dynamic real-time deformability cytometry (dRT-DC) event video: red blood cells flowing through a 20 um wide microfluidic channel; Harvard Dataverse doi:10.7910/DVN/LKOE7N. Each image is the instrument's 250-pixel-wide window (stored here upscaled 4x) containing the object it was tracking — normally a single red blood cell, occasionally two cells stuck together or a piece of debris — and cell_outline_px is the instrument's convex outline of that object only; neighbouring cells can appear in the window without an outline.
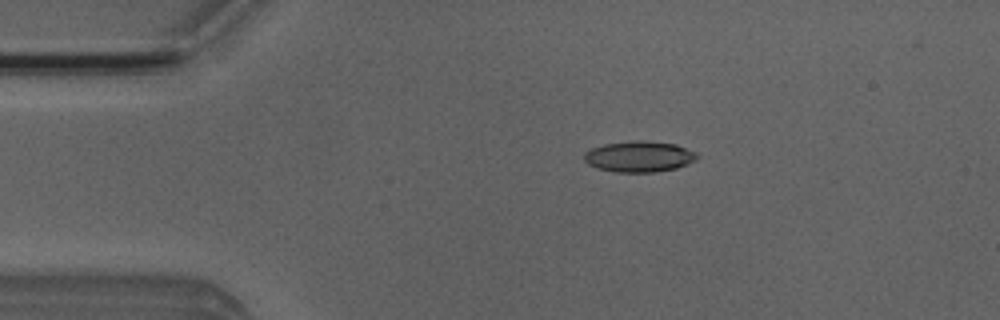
{"species": "Egyptian fruit bat (a non-hibernating species)", "species_latin": "Rousettus aegyptiacus", "temperature_condition": "room temperature", "stored_images_in_passage": 52, "camera_frame_rate_fps": 3000, "um_per_image_px": 0.085, "animal": {"sex": "male"}, "frame": {"image": 1, "passage_image": 10, "time_ms": 3.0, "image_size_px": [1000, 320], "cell_outline_px": [[700, 156], [696, 160], [676, 168], [656, 172], [616, 172], [596, 168], [588, 164], [584, 160], [584, 152], [592, 148], [604, 144], [636, 140], [644, 140], [676, 144], [696, 152]], "centroid_in_image_um": [54.33, 13.3], "position_along_channel_um": 30.7, "area_um2": 20.46}}
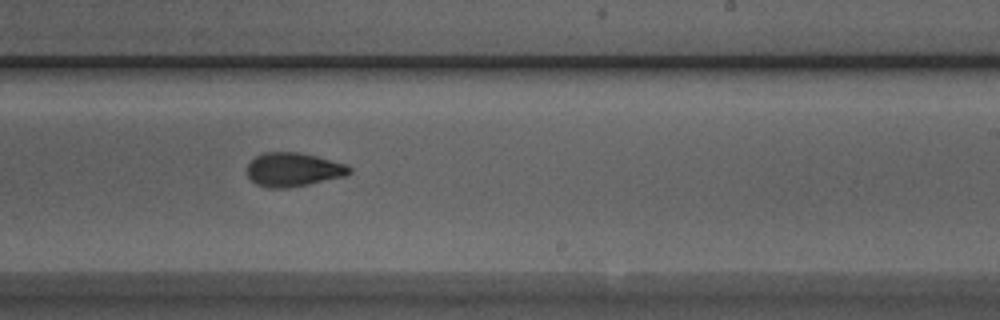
{"frame": {"image": 2, "passage_image": 31, "time_ms": 10.0, "image_size_px": [1000, 320], "cell_outline_px": [[352, 172], [344, 176], [308, 184], [288, 188], [268, 188], [256, 184], [248, 176], [248, 164], [256, 156], [264, 152], [300, 152], [348, 164], [352, 168]], "centroid_in_image_um": [24.95, 14.41], "position_along_channel_um": 264.0, "area_um2": 20.17}}
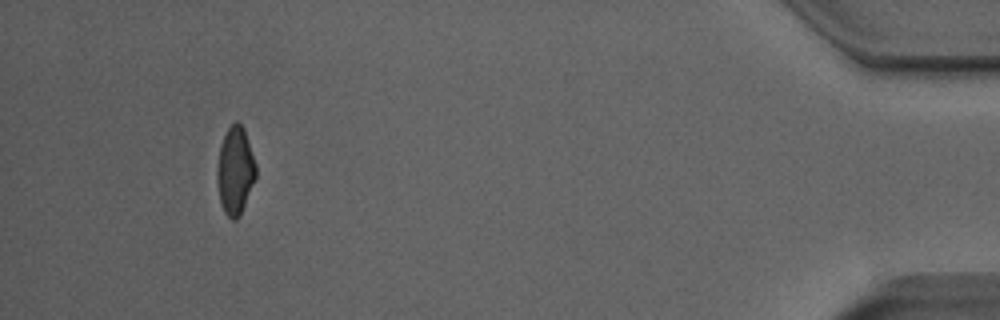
{"frame": {"image": 3, "passage_image": 48, "time_ms": 15.667, "image_size_px": [1000, 320], "cell_outline_px": [[256, 176], [240, 216], [236, 220], [232, 220], [224, 212], [220, 204], [216, 180], [216, 168], [220, 144], [228, 128], [236, 120], [244, 128], [256, 164]], "centroid_in_image_um": [19.97, 14.52], "position_along_channel_um": 415.2, "area_um2": 20.0}, "authors_computed_cell_mechanics": {"area_um2": 20.1722, "velocity_mm_per_s": 3.9824, "shape_relaxation_time_tau1_ms": 5.4004, "shape_relaxation_time_tau2_ms": 1.9042, "deformation_change_tau1": 0.1778, "deformation_change_tau2": 0.0741}}